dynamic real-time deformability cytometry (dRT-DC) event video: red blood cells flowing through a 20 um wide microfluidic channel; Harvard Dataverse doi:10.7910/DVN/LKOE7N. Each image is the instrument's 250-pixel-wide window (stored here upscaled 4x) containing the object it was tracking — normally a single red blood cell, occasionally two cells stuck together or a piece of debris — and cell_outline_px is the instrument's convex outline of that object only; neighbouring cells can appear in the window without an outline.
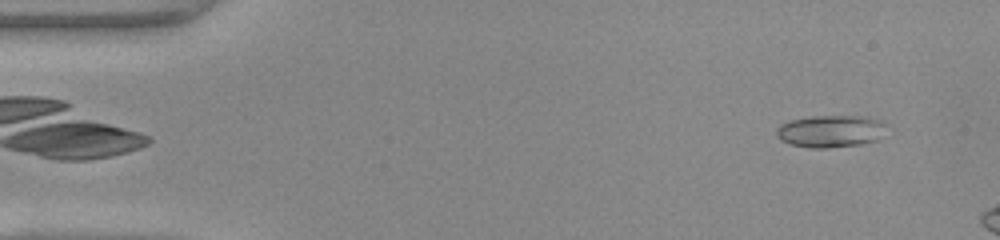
{"species": "common noctule bat (a hibernating species)", "species_latin": "Nyctalus noctula", "temperature_condition": "warm", "stored_images_in_passage": 12, "camera_frame_rate_fps": 3000, "um_per_image_px": 0.085, "animal": {"sex": "female", "body_mass_g": 22.0, "forearm_length_mm": 56.7}, "frame": {"image": 1, "passage_image": 1, "time_ms": 0.0, "image_size_px": [1000, 240], "cell_outline_px": [[884, 124], [876, 140], [860, 144], [828, 148], [808, 148], [788, 144], [780, 140], [776, 136], [776, 128], [780, 124], [788, 120], [812, 116], [868, 116], [880, 120]], "centroid_in_image_um": [70.49, 11.15], "position_along_channel_um": 14.5, "area_um2": 20.63}}